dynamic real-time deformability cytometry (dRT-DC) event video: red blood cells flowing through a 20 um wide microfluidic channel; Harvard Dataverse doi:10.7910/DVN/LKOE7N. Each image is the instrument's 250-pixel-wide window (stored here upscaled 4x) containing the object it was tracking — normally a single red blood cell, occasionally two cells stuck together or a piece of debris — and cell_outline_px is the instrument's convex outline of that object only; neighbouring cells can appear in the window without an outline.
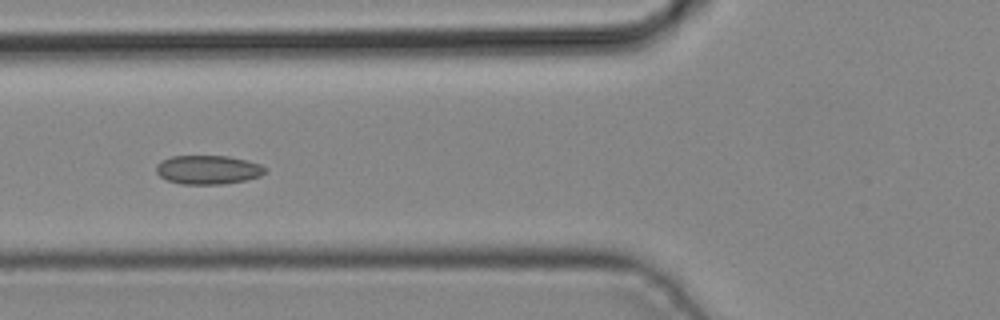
{"species": "common noctule bat (a hibernating species)", "species_latin": "Nyctalus noctula", "temperature_condition": "cold", "stored_images_in_passage": 4, "camera_frame_rate_fps": 3000, "um_per_image_px": 0.085, "animal": {"sex": "male", "body_mass_g": 19.2, "forearm_length_mm": 51.8}, "frame": {"image": 1, "passage_image": 4, "time_ms": 1.0, "image_size_px": [1000, 320], "cell_outline_px": [[268, 168], [260, 176], [244, 180], [220, 184], [180, 184], [168, 180], [160, 176], [156, 172], [156, 164], [160, 160], [172, 156], [228, 156], [248, 160], [260, 164]], "centroid_in_image_um": [17.66, 14.42], "position_along_channel_um": 108.1, "area_um2": 18.38}}